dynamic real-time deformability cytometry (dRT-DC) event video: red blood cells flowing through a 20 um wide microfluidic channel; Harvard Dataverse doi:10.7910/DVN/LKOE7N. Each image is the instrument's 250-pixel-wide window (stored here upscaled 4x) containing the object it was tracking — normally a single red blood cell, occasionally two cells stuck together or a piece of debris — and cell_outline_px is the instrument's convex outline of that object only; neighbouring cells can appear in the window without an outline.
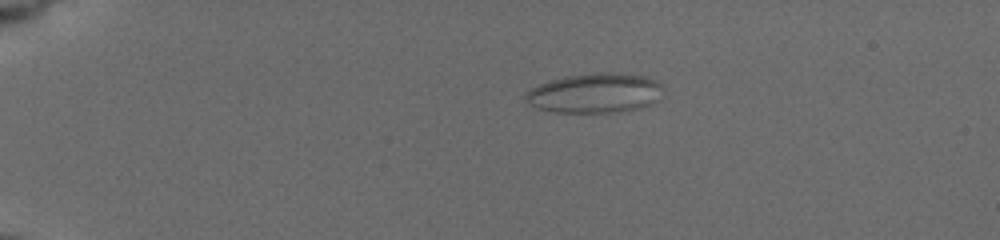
{"species": "common noctule bat (a hibernating species)", "species_latin": "Nyctalus noctula", "temperature_condition": "cold", "stored_images_in_passage": 23, "camera_frame_rate_fps": 3000, "um_per_image_px": 0.085, "animal": {"sex": "female", "body_mass_g": 19.5, "forearm_length_mm": 54.1}, "frame": {"image": 1, "passage_image": 9, "time_ms": 4.333, "image_size_px": [1000, 240], "cell_outline_px": [[664, 88], [660, 100], [652, 104], [640, 108], [620, 112], [556, 112], [540, 108], [524, 100], [524, 96], [532, 88], [540, 84], [564, 76], [608, 72], [648, 76], [656, 80]], "centroid_in_image_um": [50.66, 7.91], "position_along_channel_um": 34.3, "area_um2": 31.79}}
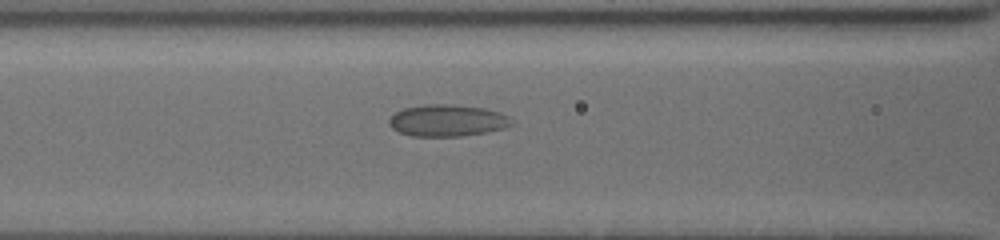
{"frame": {"image": 2, "passage_image": 19, "time_ms": 9.0, "image_size_px": [1000, 240], "cell_outline_px": [[516, 124], [504, 128], [488, 132], [460, 136], [412, 136], [400, 132], [392, 128], [388, 120], [396, 112], [404, 108], [424, 104], [452, 104], [484, 108], [500, 112], [516, 120]], "centroid_in_image_um": [38.09, 10.24], "position_along_channel_um": 128.5, "area_um2": 22.89}}
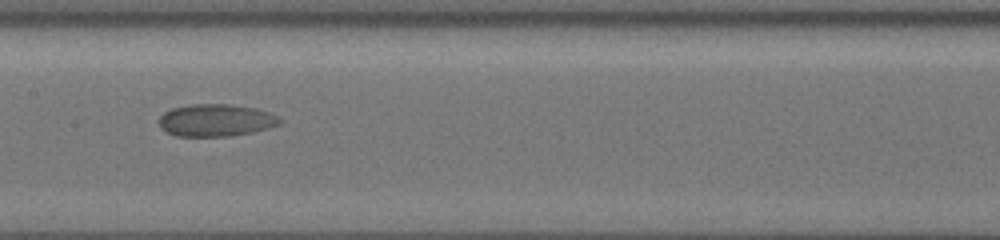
{"frame": {"image": 3, "passage_image": 22, "time_ms": 10.667, "image_size_px": [1000, 240], "cell_outline_px": [[284, 120], [280, 124], [252, 132], [228, 136], [176, 136], [168, 132], [160, 124], [160, 116], [164, 112], [172, 108], [192, 104], [228, 104], [256, 108], [268, 112]], "centroid_in_image_um": [18.37, 10.21], "position_along_channel_um": 189.0, "area_um2": 22.48}}